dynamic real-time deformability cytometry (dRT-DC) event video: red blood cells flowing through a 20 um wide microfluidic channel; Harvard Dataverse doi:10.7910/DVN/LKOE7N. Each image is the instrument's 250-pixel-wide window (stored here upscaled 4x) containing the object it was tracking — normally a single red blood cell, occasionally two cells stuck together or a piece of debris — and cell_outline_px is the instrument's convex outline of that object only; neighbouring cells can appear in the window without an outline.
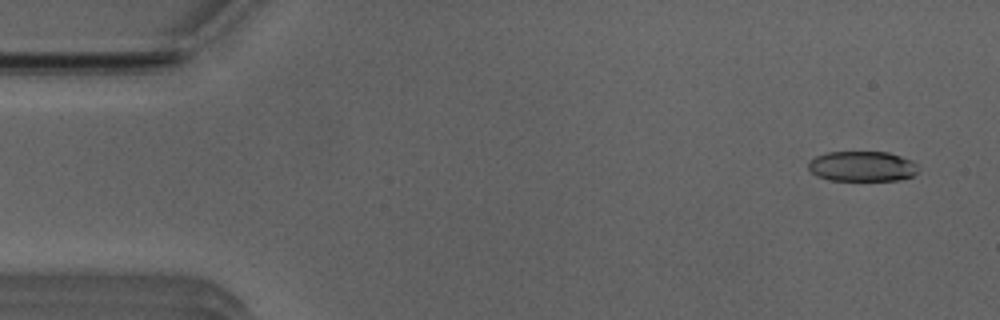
{"species": "Egyptian fruit bat (a non-hibernating species)", "species_latin": "Rousettus aegyptiacus", "temperature_condition": "room temperature", "stored_images_in_passage": 52, "camera_frame_rate_fps": 3000, "um_per_image_px": 0.085, "animal": {"sex": "male"}, "frame": {"image": 1, "passage_image": 3, "time_ms": 0.667, "image_size_px": [1000, 320], "cell_outline_px": [[920, 168], [912, 176], [896, 180], [828, 180], [816, 176], [808, 168], [808, 164], [816, 156], [828, 152], [888, 152], [912, 160], [920, 164]], "centroid_in_image_um": [73.32, 14.13], "position_along_channel_um": 11.7, "area_um2": 19.42}}
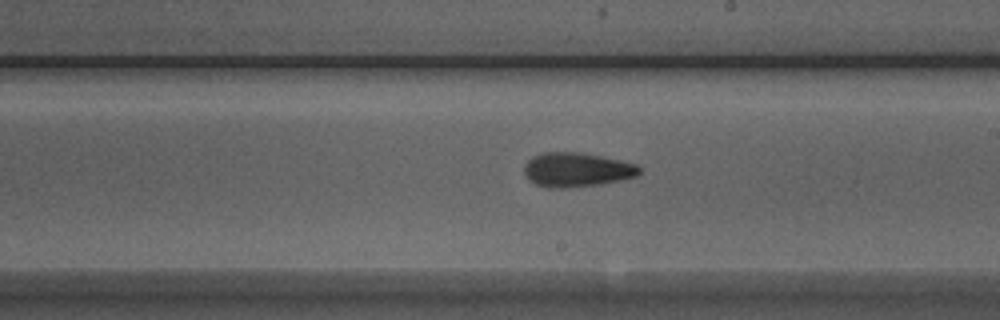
{"frame": {"image": 2, "passage_image": 29, "time_ms": 9.333, "image_size_px": [1000, 320], "cell_outline_px": [[640, 172], [636, 176], [620, 180], [600, 184], [560, 188], [548, 188], [536, 184], [528, 180], [524, 172], [524, 164], [532, 156], [544, 152], [580, 152], [620, 160], [636, 164], [640, 168]], "centroid_in_image_um": [48.98, 14.42], "position_along_channel_um": 240.0, "area_um2": 22.95}}
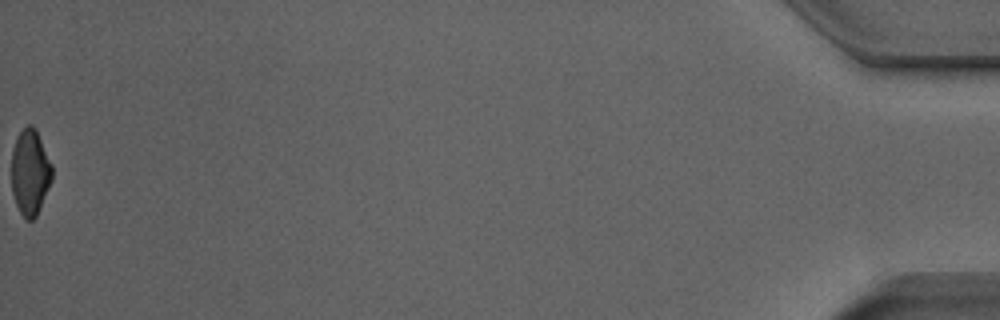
{"frame": {"image": 3, "passage_image": 52, "time_ms": 17.0, "image_size_px": [1000, 320], "cell_outline_px": [[52, 180], [36, 216], [32, 220], [24, 220], [16, 204], [12, 192], [12, 148], [20, 132], [28, 124], [32, 124], [36, 128], [52, 164]], "centroid_in_image_um": [2.56, 14.64], "position_along_channel_um": 432.6, "area_um2": 20.29}, "authors_computed_cell_mechanics": {"area_um2": 21.7906, "velocity_mm_per_s": 3.9516, "shape_relaxation_time_tau1_ms": null, "shape_relaxation_time_tau2_ms": 4.1986, "deformation_change_tau1": null, "deformation_change_tau2": 0.1378}}